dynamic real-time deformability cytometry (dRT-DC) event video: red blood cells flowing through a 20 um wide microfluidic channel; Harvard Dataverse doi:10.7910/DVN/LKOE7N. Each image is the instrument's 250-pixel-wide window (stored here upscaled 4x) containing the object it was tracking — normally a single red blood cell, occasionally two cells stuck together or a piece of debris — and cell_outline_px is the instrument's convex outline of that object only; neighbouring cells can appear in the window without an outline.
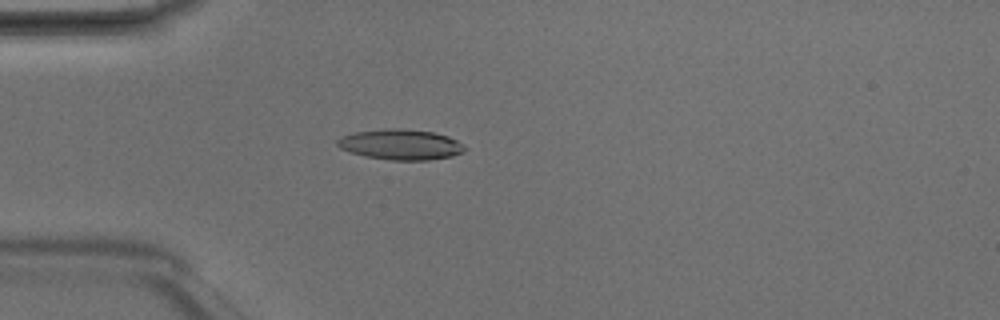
{"species": "Egyptian fruit bat (a non-hibernating species)", "species_latin": "Rousettus aegyptiacus", "temperature_condition": "room temperature", "stored_images_in_passage": 49, "camera_frame_rate_fps": 3000, "um_per_image_px": 0.085, "animal": {"sex": "male"}, "frame": {"image": 1, "passage_image": 14, "time_ms": 4.333, "image_size_px": [1000, 320], "cell_outline_px": [[464, 148], [460, 152], [452, 156], [428, 160], [392, 160], [364, 156], [340, 148], [336, 144], [336, 140], [340, 136], [356, 132], [384, 128], [400, 128], [436, 132], [448, 136], [456, 140]], "centroid_in_image_um": [34.0, 12.27], "position_along_channel_um": 51.0, "area_um2": 22.48}}
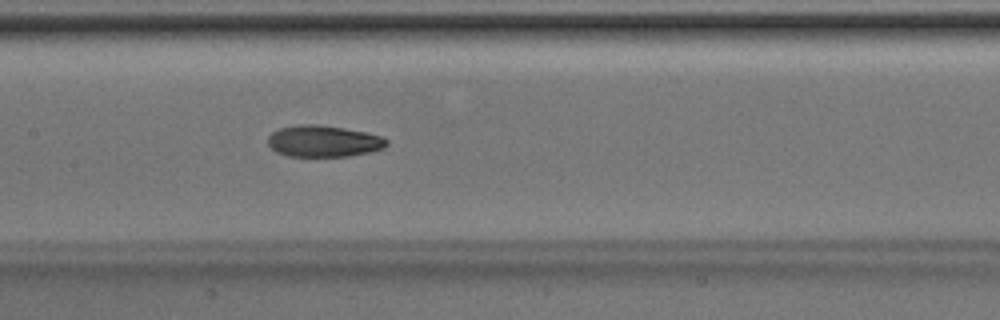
{"frame": {"image": 2, "passage_image": 24, "time_ms": 7.667, "image_size_px": [1000, 320], "cell_outline_px": [[388, 144], [384, 148], [372, 152], [348, 156], [288, 156], [276, 152], [268, 144], [268, 136], [272, 132], [280, 128], [300, 124], [316, 124], [344, 128], [384, 136], [388, 140]], "centroid_in_image_um": [27.53, 12.0], "position_along_channel_um": 179.9, "area_um2": 21.91}}
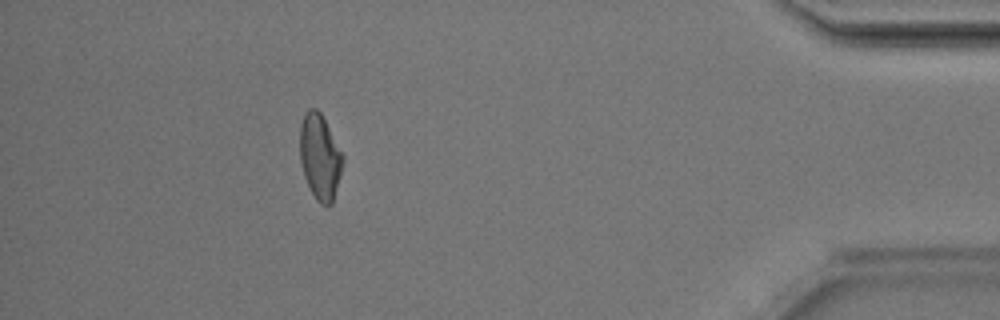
{"frame": {"image": 3, "passage_image": 44, "time_ms": 14.333, "image_size_px": [1000, 320], "cell_outline_px": [[344, 160], [340, 176], [332, 204], [320, 204], [316, 200], [304, 176], [300, 160], [300, 124], [304, 112], [308, 108], [316, 108], [320, 112], [344, 156]], "centroid_in_image_um": [27.18, 13.31], "position_along_channel_um": 408.0, "area_um2": 21.27}, "authors_computed_cell_mechanics": {"area_um2": 21.7328, "velocity_mm_per_s": 4.2018, "shape_relaxation_time_tau1_ms": 3.2925, "shape_relaxation_time_tau2_ms": 5.2492, "deformation_change_tau1": 0.1399, "deformation_change_tau2": 0.1098}}